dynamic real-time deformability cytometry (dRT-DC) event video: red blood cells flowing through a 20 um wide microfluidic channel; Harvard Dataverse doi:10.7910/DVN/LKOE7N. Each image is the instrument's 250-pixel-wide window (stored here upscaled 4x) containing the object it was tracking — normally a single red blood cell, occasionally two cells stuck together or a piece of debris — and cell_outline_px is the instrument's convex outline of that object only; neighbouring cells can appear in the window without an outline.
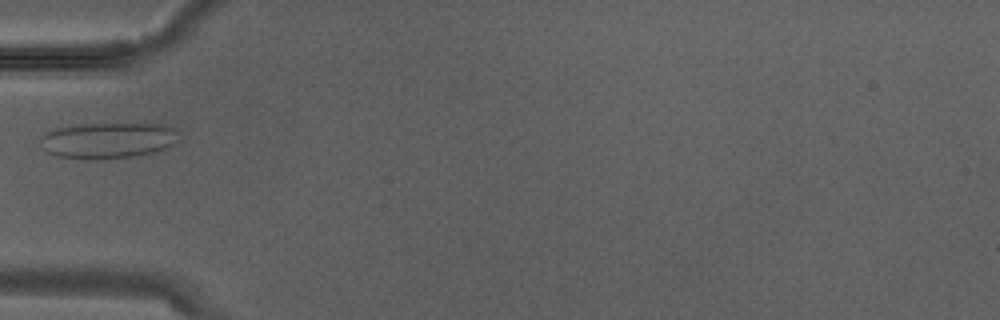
{"species": "Egyptian fruit bat (a non-hibernating species)", "species_latin": "Rousettus aegyptiacus", "temperature_condition": "warm", "stored_images_in_passage": 2, "camera_frame_rate_fps": 3000, "um_per_image_px": 0.085, "animal": {"sex": "male"}, "frame": {"image": 1, "passage_image": 2, "time_ms": 0.333, "image_size_px": [1000, 320], "cell_outline_px": [[176, 140], [172, 144], [164, 148], [152, 152], [132, 156], [56, 156], [48, 152], [44, 148], [40, 140], [44, 132], [56, 128], [84, 124], [164, 124], [176, 128]], "centroid_in_image_um": [9.18, 11.87], "position_along_channel_um": 75.8, "area_um2": 27.57}}